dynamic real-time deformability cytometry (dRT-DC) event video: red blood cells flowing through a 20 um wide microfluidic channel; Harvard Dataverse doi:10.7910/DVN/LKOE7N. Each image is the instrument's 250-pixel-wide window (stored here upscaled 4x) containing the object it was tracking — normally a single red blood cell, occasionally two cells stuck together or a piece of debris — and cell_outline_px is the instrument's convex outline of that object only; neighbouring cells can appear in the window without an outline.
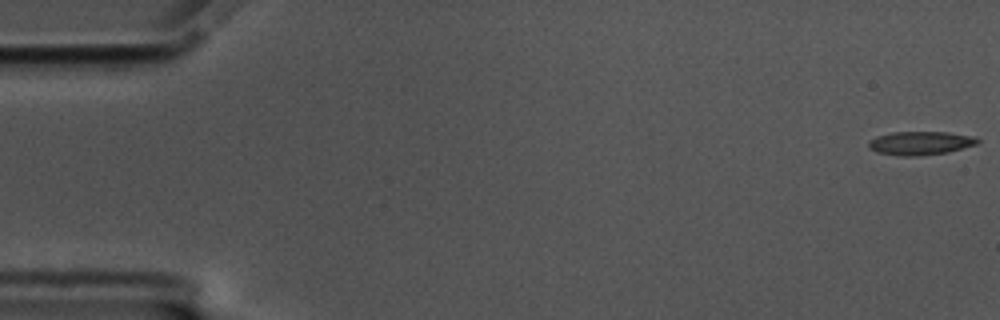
{"species": "common noctule bat (a hibernating species)", "species_latin": "Nyctalus noctula", "temperature_condition": "cold", "stored_images_in_passage": 58, "camera_frame_rate_fps": 3000, "um_per_image_px": 0.085, "animal": {"sex": "male", "body_mass_g": 17.5, "forearm_length_mm": 52.3}, "frame": {"image": 1, "passage_image": 1, "time_ms": 0.0, "image_size_px": [1000, 320], "cell_outline_px": [[980, 140], [976, 144], [948, 152], [920, 156], [900, 156], [876, 152], [868, 148], [868, 140], [876, 136], [892, 132], [948, 132], [976, 136]], "centroid_in_image_um": [78.21, 12.16], "position_along_channel_um": 6.8, "area_um2": 15.14}}
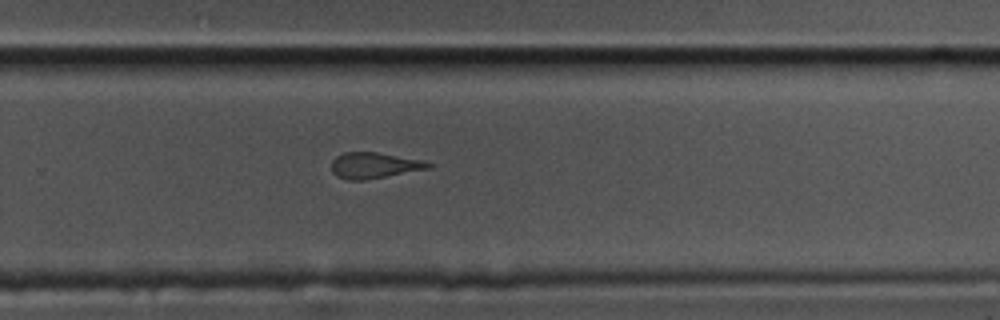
{"frame": {"image": 2, "passage_image": 38, "time_ms": 12.333, "image_size_px": [1000, 320], "cell_outline_px": [[432, 168], [364, 180], [348, 180], [336, 176], [332, 172], [332, 160], [336, 156], [344, 152], [376, 152], [424, 160], [432, 164]], "centroid_in_image_um": [31.81, 14.06], "position_along_channel_um": 298.0, "area_um2": 14.68}}
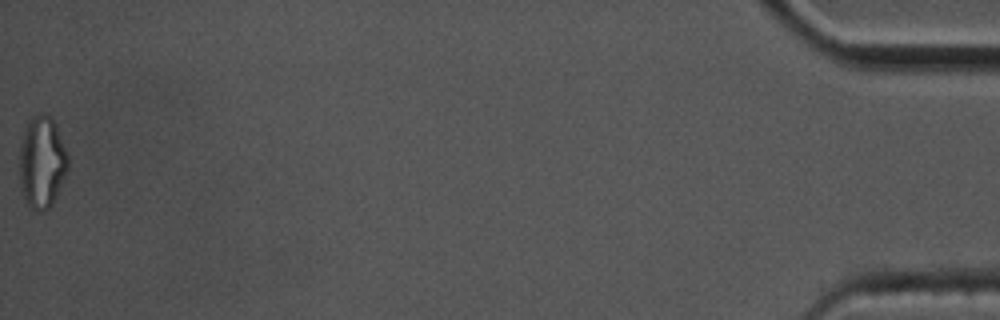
{"frame": {"image": 3, "passage_image": 58, "time_ms": 19.0, "image_size_px": [1000, 320], "cell_outline_px": [[68, 168], [56, 196], [52, 204], [48, 208], [36, 212], [24, 200], [20, 188], [20, 144], [24, 128], [28, 120], [32, 116], [40, 112], [44, 112], [52, 116], [56, 124], [68, 152]], "centroid_in_image_um": [3.56, 13.73], "position_along_channel_um": 431.6, "area_um2": 26.41}, "authors_computed_cell_mechanics": {"area_um2": 15.4037, "velocity_mm_per_s": 3.5039, "shape_relaxation_time_tau1_ms": null, "shape_relaxation_time_tau2_ms": 2.5816, "deformation_change_tau1": null, "deformation_change_tau2": 0.1038}}